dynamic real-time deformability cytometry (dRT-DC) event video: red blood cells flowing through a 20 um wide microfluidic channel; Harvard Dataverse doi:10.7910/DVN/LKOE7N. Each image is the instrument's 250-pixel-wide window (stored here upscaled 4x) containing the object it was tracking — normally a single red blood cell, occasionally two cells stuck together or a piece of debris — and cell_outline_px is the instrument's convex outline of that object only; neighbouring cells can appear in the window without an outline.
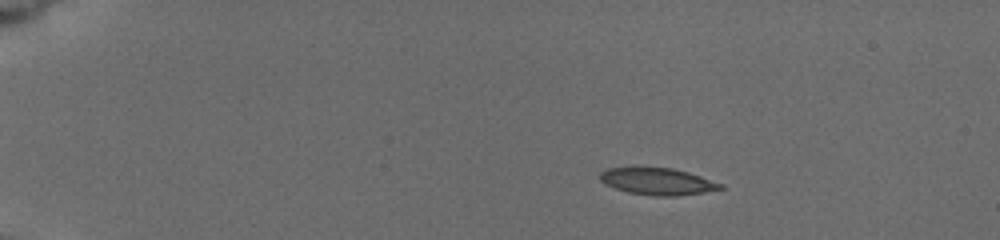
{"species": "common noctule bat (a hibernating species)", "species_latin": "Nyctalus noctula", "temperature_condition": "cold", "stored_images_in_passage": 5, "camera_frame_rate_fps": 3000, "um_per_image_px": 0.085, "animal": {"sex": "female", "body_mass_g": 19.5, "forearm_length_mm": 54.1}, "frame": {"image": 1, "passage_image": 1, "time_ms": 0.0, "image_size_px": [1000, 240], "cell_outline_px": [[724, 188], [704, 192], [676, 196], [656, 196], [628, 192], [604, 184], [600, 180], [600, 172], [608, 168], [636, 164], [672, 168], [688, 172], [724, 184]], "centroid_in_image_um": [55.83, 15.37], "position_along_channel_um": 29.2, "area_um2": 19.59}}
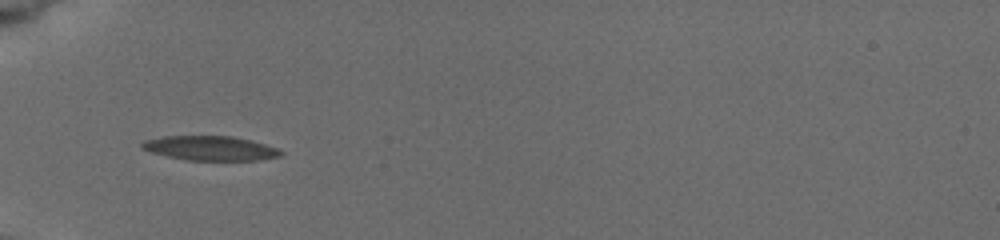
{"frame": {"image": 2, "passage_image": 4, "time_ms": 3.333, "image_size_px": [1000, 240], "cell_outline_px": [[284, 152], [280, 156], [260, 160], [188, 160], [168, 156], [152, 152], [140, 148], [140, 144], [144, 140], [164, 136], [232, 136], [252, 140], [280, 148]], "centroid_in_image_um": [17.92, 12.59], "position_along_channel_um": 67.1, "area_um2": 19.88}}
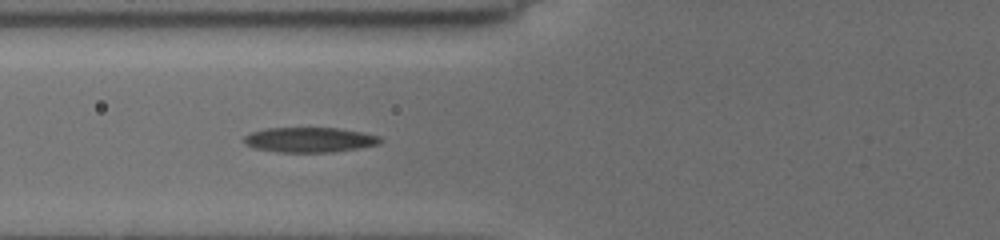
{"frame": {"image": 3, "passage_image": 5, "time_ms": 4.333, "image_size_px": [1000, 240], "cell_outline_px": [[384, 140], [380, 144], [360, 148], [332, 152], [276, 152], [252, 148], [244, 144], [244, 136], [252, 132], [268, 128], [336, 128], [360, 132], [380, 136]], "centroid_in_image_um": [26.31, 11.89], "position_along_channel_um": 99.5, "area_um2": 19.94}}